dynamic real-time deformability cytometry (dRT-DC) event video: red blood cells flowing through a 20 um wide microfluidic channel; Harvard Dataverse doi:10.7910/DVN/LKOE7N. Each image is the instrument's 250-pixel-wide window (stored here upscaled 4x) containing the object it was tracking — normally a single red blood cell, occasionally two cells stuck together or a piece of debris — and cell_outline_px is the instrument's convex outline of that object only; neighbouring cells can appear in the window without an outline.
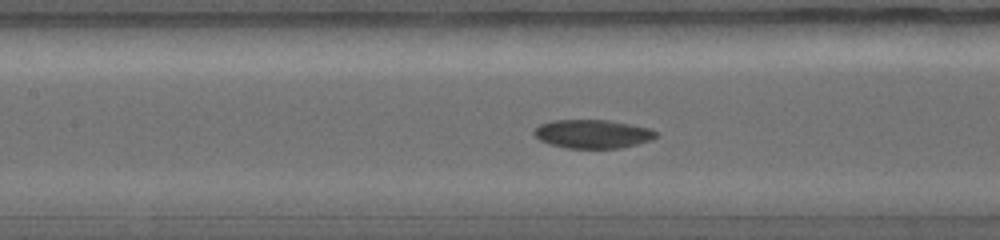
{"species": "common noctule bat (a hibernating species)", "species_latin": "Nyctalus noctula", "temperature_condition": "warm", "stored_images_in_passage": 36, "camera_frame_rate_fps": 5000, "um_per_image_px": 0.085, "animal": {"sex": "female", "body_mass_g": 19.0, "forearm_length_mm": 56.7}, "frame": {"image": 1, "passage_image": 15, "time_ms": 3.8, "image_size_px": [1000, 240], "cell_outline_px": [[656, 136], [652, 140], [620, 148], [564, 148], [548, 144], [540, 140], [532, 132], [540, 124], [552, 120], [608, 120], [632, 124], [652, 128], [656, 132]], "centroid_in_image_um": [50.37, 11.38], "position_along_channel_um": 157.0, "area_um2": 20.46}}
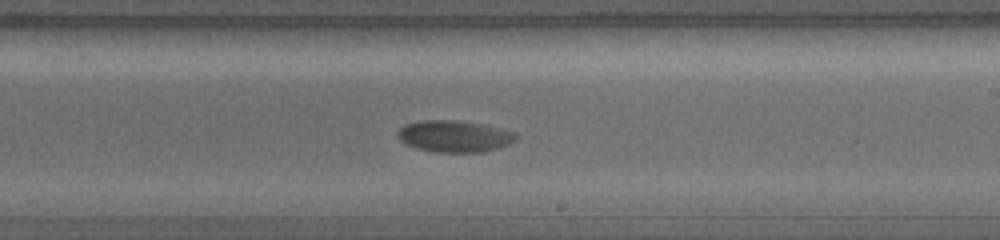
{"frame": {"image": 2, "passage_image": 22, "time_ms": 5.4, "image_size_px": [1000, 240], "cell_outline_px": [[516, 140], [500, 148], [484, 152], [436, 152], [416, 148], [404, 144], [396, 136], [396, 132], [404, 124], [424, 120], [452, 120], [480, 124], [516, 132]], "centroid_in_image_um": [38.58, 11.59], "position_along_channel_um": 250.4, "area_um2": 21.85}}
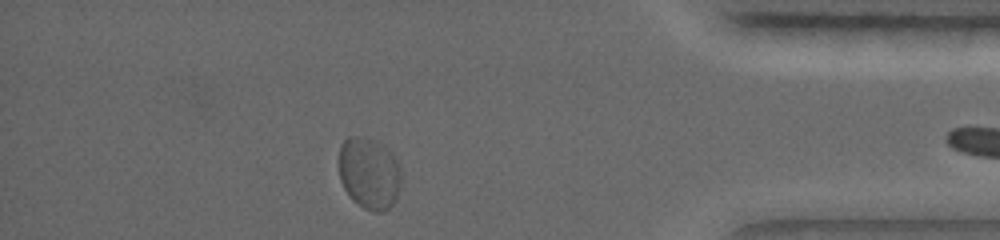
{"frame": {"image": 3, "passage_image": 34, "time_ms": 8.6, "image_size_px": [1000, 240], "cell_outline_px": [[400, 184], [396, 200], [388, 208], [380, 212], [376, 212], [364, 208], [352, 200], [344, 188], [340, 180], [340, 144], [348, 136], [364, 136], [376, 140], [392, 152], [400, 168]], "centroid_in_image_um": [31.38, 14.7], "position_along_channel_um": 403.8, "area_um2": 26.13}}